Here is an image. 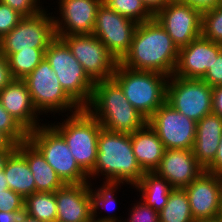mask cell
<instances>
[{"label": "cell", "instance_id": "obj_26", "mask_svg": "<svg viewBox=\"0 0 222 222\" xmlns=\"http://www.w3.org/2000/svg\"><path fill=\"white\" fill-rule=\"evenodd\" d=\"M103 184L100 185V188L96 190V188L92 189L93 184L90 181V193H91V209H92V220L97 222H123L120 218L116 217V214L100 217L98 214L102 213L99 212L100 209H106L107 211L110 209L112 210L116 206L117 197L116 191L122 185H126L125 182H117V181H103ZM122 184V185H121ZM115 196V197H114ZM112 206L109 207L108 206ZM114 210V209H113Z\"/></svg>", "mask_w": 222, "mask_h": 222}, {"label": "cell", "instance_id": "obj_8", "mask_svg": "<svg viewBox=\"0 0 222 222\" xmlns=\"http://www.w3.org/2000/svg\"><path fill=\"white\" fill-rule=\"evenodd\" d=\"M27 139L41 152L65 184L89 182L88 175L76 163L64 138L49 122L29 132Z\"/></svg>", "mask_w": 222, "mask_h": 222}, {"label": "cell", "instance_id": "obj_17", "mask_svg": "<svg viewBox=\"0 0 222 222\" xmlns=\"http://www.w3.org/2000/svg\"><path fill=\"white\" fill-rule=\"evenodd\" d=\"M222 52V44L215 43L202 35L188 45L179 48L174 76L186 79H202L214 59Z\"/></svg>", "mask_w": 222, "mask_h": 222}, {"label": "cell", "instance_id": "obj_33", "mask_svg": "<svg viewBox=\"0 0 222 222\" xmlns=\"http://www.w3.org/2000/svg\"><path fill=\"white\" fill-rule=\"evenodd\" d=\"M128 212L129 217L123 222H159V212L140 201V198Z\"/></svg>", "mask_w": 222, "mask_h": 222}, {"label": "cell", "instance_id": "obj_40", "mask_svg": "<svg viewBox=\"0 0 222 222\" xmlns=\"http://www.w3.org/2000/svg\"><path fill=\"white\" fill-rule=\"evenodd\" d=\"M13 79L7 57L0 51V91Z\"/></svg>", "mask_w": 222, "mask_h": 222}, {"label": "cell", "instance_id": "obj_37", "mask_svg": "<svg viewBox=\"0 0 222 222\" xmlns=\"http://www.w3.org/2000/svg\"><path fill=\"white\" fill-rule=\"evenodd\" d=\"M202 80L211 87L222 85V52L214 59Z\"/></svg>", "mask_w": 222, "mask_h": 222}, {"label": "cell", "instance_id": "obj_35", "mask_svg": "<svg viewBox=\"0 0 222 222\" xmlns=\"http://www.w3.org/2000/svg\"><path fill=\"white\" fill-rule=\"evenodd\" d=\"M10 6L13 10L18 11L23 16H33L44 10V5H40V0H0Z\"/></svg>", "mask_w": 222, "mask_h": 222}, {"label": "cell", "instance_id": "obj_48", "mask_svg": "<svg viewBox=\"0 0 222 222\" xmlns=\"http://www.w3.org/2000/svg\"><path fill=\"white\" fill-rule=\"evenodd\" d=\"M202 222H222V219L221 218H216V219H213V220L202 221Z\"/></svg>", "mask_w": 222, "mask_h": 222}, {"label": "cell", "instance_id": "obj_7", "mask_svg": "<svg viewBox=\"0 0 222 222\" xmlns=\"http://www.w3.org/2000/svg\"><path fill=\"white\" fill-rule=\"evenodd\" d=\"M36 110L53 115L73 114L82 108L64 91L58 77L44 57L40 64L24 79ZM70 111V112H69ZM62 112V113H60ZM55 113V114H54Z\"/></svg>", "mask_w": 222, "mask_h": 222}, {"label": "cell", "instance_id": "obj_39", "mask_svg": "<svg viewBox=\"0 0 222 222\" xmlns=\"http://www.w3.org/2000/svg\"><path fill=\"white\" fill-rule=\"evenodd\" d=\"M176 2L184 3L190 7L199 10L201 13L214 9L218 6L219 0H173Z\"/></svg>", "mask_w": 222, "mask_h": 222}, {"label": "cell", "instance_id": "obj_22", "mask_svg": "<svg viewBox=\"0 0 222 222\" xmlns=\"http://www.w3.org/2000/svg\"><path fill=\"white\" fill-rule=\"evenodd\" d=\"M133 153L144 172H154L164 155L165 147L156 132L146 123L131 133Z\"/></svg>", "mask_w": 222, "mask_h": 222}, {"label": "cell", "instance_id": "obj_50", "mask_svg": "<svg viewBox=\"0 0 222 222\" xmlns=\"http://www.w3.org/2000/svg\"><path fill=\"white\" fill-rule=\"evenodd\" d=\"M220 218L222 219V205H221V213H220Z\"/></svg>", "mask_w": 222, "mask_h": 222}, {"label": "cell", "instance_id": "obj_45", "mask_svg": "<svg viewBox=\"0 0 222 222\" xmlns=\"http://www.w3.org/2000/svg\"><path fill=\"white\" fill-rule=\"evenodd\" d=\"M14 150H5L0 151V177H3V171L6 164V161L8 159V156L13 152Z\"/></svg>", "mask_w": 222, "mask_h": 222}, {"label": "cell", "instance_id": "obj_10", "mask_svg": "<svg viewBox=\"0 0 222 222\" xmlns=\"http://www.w3.org/2000/svg\"><path fill=\"white\" fill-rule=\"evenodd\" d=\"M44 9L33 16H24L17 26L0 39V51L9 54L32 48H48L56 38L53 13Z\"/></svg>", "mask_w": 222, "mask_h": 222}, {"label": "cell", "instance_id": "obj_16", "mask_svg": "<svg viewBox=\"0 0 222 222\" xmlns=\"http://www.w3.org/2000/svg\"><path fill=\"white\" fill-rule=\"evenodd\" d=\"M59 1V2H58ZM59 16H54L56 37L90 35L102 0H57Z\"/></svg>", "mask_w": 222, "mask_h": 222}, {"label": "cell", "instance_id": "obj_18", "mask_svg": "<svg viewBox=\"0 0 222 222\" xmlns=\"http://www.w3.org/2000/svg\"><path fill=\"white\" fill-rule=\"evenodd\" d=\"M3 108L29 133L41 123L27 84L23 79H13L0 91Z\"/></svg>", "mask_w": 222, "mask_h": 222}, {"label": "cell", "instance_id": "obj_23", "mask_svg": "<svg viewBox=\"0 0 222 222\" xmlns=\"http://www.w3.org/2000/svg\"><path fill=\"white\" fill-rule=\"evenodd\" d=\"M16 149L26 158L34 177L36 192H55L65 184L28 139L17 145Z\"/></svg>", "mask_w": 222, "mask_h": 222}, {"label": "cell", "instance_id": "obj_32", "mask_svg": "<svg viewBox=\"0 0 222 222\" xmlns=\"http://www.w3.org/2000/svg\"><path fill=\"white\" fill-rule=\"evenodd\" d=\"M0 131L15 145L28 138V132L3 108L0 101Z\"/></svg>", "mask_w": 222, "mask_h": 222}, {"label": "cell", "instance_id": "obj_12", "mask_svg": "<svg viewBox=\"0 0 222 222\" xmlns=\"http://www.w3.org/2000/svg\"><path fill=\"white\" fill-rule=\"evenodd\" d=\"M147 123L159 136L165 149H193L197 122L176 111L166 101Z\"/></svg>", "mask_w": 222, "mask_h": 222}, {"label": "cell", "instance_id": "obj_15", "mask_svg": "<svg viewBox=\"0 0 222 222\" xmlns=\"http://www.w3.org/2000/svg\"><path fill=\"white\" fill-rule=\"evenodd\" d=\"M186 191L192 217L196 222L220 218L222 205V176L203 171Z\"/></svg>", "mask_w": 222, "mask_h": 222}, {"label": "cell", "instance_id": "obj_46", "mask_svg": "<svg viewBox=\"0 0 222 222\" xmlns=\"http://www.w3.org/2000/svg\"><path fill=\"white\" fill-rule=\"evenodd\" d=\"M9 189L5 173L3 171V177H0V191Z\"/></svg>", "mask_w": 222, "mask_h": 222}, {"label": "cell", "instance_id": "obj_20", "mask_svg": "<svg viewBox=\"0 0 222 222\" xmlns=\"http://www.w3.org/2000/svg\"><path fill=\"white\" fill-rule=\"evenodd\" d=\"M204 170L192 150L165 149L155 172L164 177L173 188L184 189Z\"/></svg>", "mask_w": 222, "mask_h": 222}, {"label": "cell", "instance_id": "obj_11", "mask_svg": "<svg viewBox=\"0 0 222 222\" xmlns=\"http://www.w3.org/2000/svg\"><path fill=\"white\" fill-rule=\"evenodd\" d=\"M60 38L94 82L112 78L118 62L95 35H68Z\"/></svg>", "mask_w": 222, "mask_h": 222}, {"label": "cell", "instance_id": "obj_43", "mask_svg": "<svg viewBox=\"0 0 222 222\" xmlns=\"http://www.w3.org/2000/svg\"><path fill=\"white\" fill-rule=\"evenodd\" d=\"M171 1L172 0H142L143 4L153 16H155Z\"/></svg>", "mask_w": 222, "mask_h": 222}, {"label": "cell", "instance_id": "obj_9", "mask_svg": "<svg viewBox=\"0 0 222 222\" xmlns=\"http://www.w3.org/2000/svg\"><path fill=\"white\" fill-rule=\"evenodd\" d=\"M166 102L176 111L198 122L212 113V87L202 79L172 75L166 86Z\"/></svg>", "mask_w": 222, "mask_h": 222}, {"label": "cell", "instance_id": "obj_29", "mask_svg": "<svg viewBox=\"0 0 222 222\" xmlns=\"http://www.w3.org/2000/svg\"><path fill=\"white\" fill-rule=\"evenodd\" d=\"M47 48H32V50H21L7 56L12 77L24 79L44 59Z\"/></svg>", "mask_w": 222, "mask_h": 222}, {"label": "cell", "instance_id": "obj_42", "mask_svg": "<svg viewBox=\"0 0 222 222\" xmlns=\"http://www.w3.org/2000/svg\"><path fill=\"white\" fill-rule=\"evenodd\" d=\"M221 144L218 147V151L214 161L205 169V171L222 176V135L220 138Z\"/></svg>", "mask_w": 222, "mask_h": 222}, {"label": "cell", "instance_id": "obj_27", "mask_svg": "<svg viewBox=\"0 0 222 222\" xmlns=\"http://www.w3.org/2000/svg\"><path fill=\"white\" fill-rule=\"evenodd\" d=\"M159 222H196L184 189L174 188L166 205L159 211Z\"/></svg>", "mask_w": 222, "mask_h": 222}, {"label": "cell", "instance_id": "obj_6", "mask_svg": "<svg viewBox=\"0 0 222 222\" xmlns=\"http://www.w3.org/2000/svg\"><path fill=\"white\" fill-rule=\"evenodd\" d=\"M45 58L56 73L64 91L81 107L91 100L95 82L71 53L67 44L56 37L45 51Z\"/></svg>", "mask_w": 222, "mask_h": 222}, {"label": "cell", "instance_id": "obj_31", "mask_svg": "<svg viewBox=\"0 0 222 222\" xmlns=\"http://www.w3.org/2000/svg\"><path fill=\"white\" fill-rule=\"evenodd\" d=\"M201 35L222 44V6L218 5L202 13Z\"/></svg>", "mask_w": 222, "mask_h": 222}, {"label": "cell", "instance_id": "obj_3", "mask_svg": "<svg viewBox=\"0 0 222 222\" xmlns=\"http://www.w3.org/2000/svg\"><path fill=\"white\" fill-rule=\"evenodd\" d=\"M85 109L102 128L112 132L133 133L147 123L113 78L95 82L90 103Z\"/></svg>", "mask_w": 222, "mask_h": 222}, {"label": "cell", "instance_id": "obj_4", "mask_svg": "<svg viewBox=\"0 0 222 222\" xmlns=\"http://www.w3.org/2000/svg\"><path fill=\"white\" fill-rule=\"evenodd\" d=\"M112 78L119 84L130 104L146 120L166 101L167 75L132 70L118 62Z\"/></svg>", "mask_w": 222, "mask_h": 222}, {"label": "cell", "instance_id": "obj_1", "mask_svg": "<svg viewBox=\"0 0 222 222\" xmlns=\"http://www.w3.org/2000/svg\"><path fill=\"white\" fill-rule=\"evenodd\" d=\"M178 56L179 48L153 18L138 23L130 49L119 63L132 70L157 72L170 77L175 72Z\"/></svg>", "mask_w": 222, "mask_h": 222}, {"label": "cell", "instance_id": "obj_19", "mask_svg": "<svg viewBox=\"0 0 222 222\" xmlns=\"http://www.w3.org/2000/svg\"><path fill=\"white\" fill-rule=\"evenodd\" d=\"M56 222L92 221L90 182L64 184L56 190Z\"/></svg>", "mask_w": 222, "mask_h": 222}, {"label": "cell", "instance_id": "obj_41", "mask_svg": "<svg viewBox=\"0 0 222 222\" xmlns=\"http://www.w3.org/2000/svg\"><path fill=\"white\" fill-rule=\"evenodd\" d=\"M212 113L222 118V85L212 87Z\"/></svg>", "mask_w": 222, "mask_h": 222}, {"label": "cell", "instance_id": "obj_13", "mask_svg": "<svg viewBox=\"0 0 222 222\" xmlns=\"http://www.w3.org/2000/svg\"><path fill=\"white\" fill-rule=\"evenodd\" d=\"M138 23L101 4L97 10L92 34L120 62L128 53Z\"/></svg>", "mask_w": 222, "mask_h": 222}, {"label": "cell", "instance_id": "obj_34", "mask_svg": "<svg viewBox=\"0 0 222 222\" xmlns=\"http://www.w3.org/2000/svg\"><path fill=\"white\" fill-rule=\"evenodd\" d=\"M24 16L0 1V39L14 29Z\"/></svg>", "mask_w": 222, "mask_h": 222}, {"label": "cell", "instance_id": "obj_36", "mask_svg": "<svg viewBox=\"0 0 222 222\" xmlns=\"http://www.w3.org/2000/svg\"><path fill=\"white\" fill-rule=\"evenodd\" d=\"M25 199L11 189L0 191V211L12 212L24 207Z\"/></svg>", "mask_w": 222, "mask_h": 222}, {"label": "cell", "instance_id": "obj_24", "mask_svg": "<svg viewBox=\"0 0 222 222\" xmlns=\"http://www.w3.org/2000/svg\"><path fill=\"white\" fill-rule=\"evenodd\" d=\"M4 173L9 189L24 199L36 192L34 177L26 158L17 149L8 156Z\"/></svg>", "mask_w": 222, "mask_h": 222}, {"label": "cell", "instance_id": "obj_21", "mask_svg": "<svg viewBox=\"0 0 222 222\" xmlns=\"http://www.w3.org/2000/svg\"><path fill=\"white\" fill-rule=\"evenodd\" d=\"M221 135L222 118L219 115L210 113L197 122L196 138L192 151L197 162L204 169L214 161L221 144Z\"/></svg>", "mask_w": 222, "mask_h": 222}, {"label": "cell", "instance_id": "obj_47", "mask_svg": "<svg viewBox=\"0 0 222 222\" xmlns=\"http://www.w3.org/2000/svg\"><path fill=\"white\" fill-rule=\"evenodd\" d=\"M25 222H42V221H39L31 216H28L27 220Z\"/></svg>", "mask_w": 222, "mask_h": 222}, {"label": "cell", "instance_id": "obj_2", "mask_svg": "<svg viewBox=\"0 0 222 222\" xmlns=\"http://www.w3.org/2000/svg\"><path fill=\"white\" fill-rule=\"evenodd\" d=\"M97 150L95 166L88 174L89 182L102 175L103 181L125 182L134 187L145 173L133 153L131 133L102 128L98 135Z\"/></svg>", "mask_w": 222, "mask_h": 222}, {"label": "cell", "instance_id": "obj_25", "mask_svg": "<svg viewBox=\"0 0 222 222\" xmlns=\"http://www.w3.org/2000/svg\"><path fill=\"white\" fill-rule=\"evenodd\" d=\"M134 187L140 194V200L158 212L166 205L168 197L174 189L164 177L155 171L145 172Z\"/></svg>", "mask_w": 222, "mask_h": 222}, {"label": "cell", "instance_id": "obj_5", "mask_svg": "<svg viewBox=\"0 0 222 222\" xmlns=\"http://www.w3.org/2000/svg\"><path fill=\"white\" fill-rule=\"evenodd\" d=\"M65 115L67 118L61 120L62 123L50 124L64 138L76 163L88 175L96 163L102 126L85 108Z\"/></svg>", "mask_w": 222, "mask_h": 222}, {"label": "cell", "instance_id": "obj_49", "mask_svg": "<svg viewBox=\"0 0 222 222\" xmlns=\"http://www.w3.org/2000/svg\"><path fill=\"white\" fill-rule=\"evenodd\" d=\"M218 5H219V6H222V0H219Z\"/></svg>", "mask_w": 222, "mask_h": 222}, {"label": "cell", "instance_id": "obj_30", "mask_svg": "<svg viewBox=\"0 0 222 222\" xmlns=\"http://www.w3.org/2000/svg\"><path fill=\"white\" fill-rule=\"evenodd\" d=\"M102 3L136 23H143L154 18L142 0H102Z\"/></svg>", "mask_w": 222, "mask_h": 222}, {"label": "cell", "instance_id": "obj_28", "mask_svg": "<svg viewBox=\"0 0 222 222\" xmlns=\"http://www.w3.org/2000/svg\"><path fill=\"white\" fill-rule=\"evenodd\" d=\"M24 206L29 216L42 222H56V191L35 192L25 198Z\"/></svg>", "mask_w": 222, "mask_h": 222}, {"label": "cell", "instance_id": "obj_14", "mask_svg": "<svg viewBox=\"0 0 222 222\" xmlns=\"http://www.w3.org/2000/svg\"><path fill=\"white\" fill-rule=\"evenodd\" d=\"M154 18L178 48L201 36L202 13L187 4L172 0Z\"/></svg>", "mask_w": 222, "mask_h": 222}, {"label": "cell", "instance_id": "obj_44", "mask_svg": "<svg viewBox=\"0 0 222 222\" xmlns=\"http://www.w3.org/2000/svg\"><path fill=\"white\" fill-rule=\"evenodd\" d=\"M15 145L5 134L0 131V151L15 150Z\"/></svg>", "mask_w": 222, "mask_h": 222}, {"label": "cell", "instance_id": "obj_38", "mask_svg": "<svg viewBox=\"0 0 222 222\" xmlns=\"http://www.w3.org/2000/svg\"><path fill=\"white\" fill-rule=\"evenodd\" d=\"M28 216L29 214L25 206L17 211H0V222H25Z\"/></svg>", "mask_w": 222, "mask_h": 222}]
</instances>
